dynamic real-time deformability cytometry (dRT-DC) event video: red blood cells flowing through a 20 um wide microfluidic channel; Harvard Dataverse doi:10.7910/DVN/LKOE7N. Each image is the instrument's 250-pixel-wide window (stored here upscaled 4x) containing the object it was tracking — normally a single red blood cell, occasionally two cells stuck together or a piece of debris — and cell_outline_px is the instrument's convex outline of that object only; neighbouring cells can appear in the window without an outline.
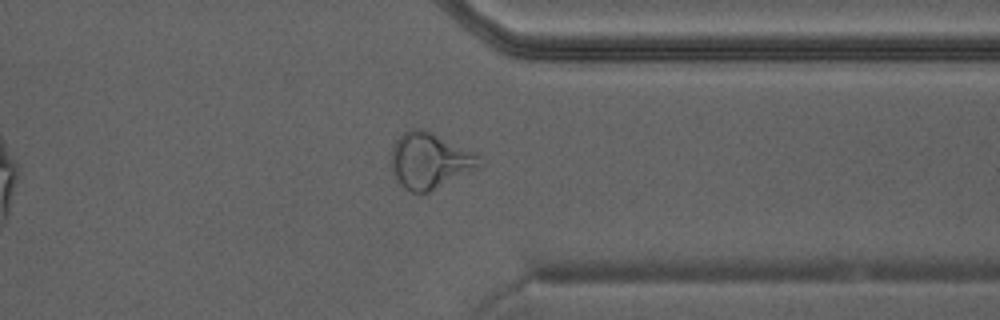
{"species": "Egyptian fruit bat (a non-hibernating species)", "species_latin": "Rousettus aegyptiacus", "temperature_condition": "warm", "stored_images_in_passage": 28, "camera_frame_rate_fps": 3000, "um_per_image_px": 0.085, "animal": {"sex": "male"}, "frame": {"image": 1, "passage_image": 24, "time_ms": 7.667, "image_size_px": [1000, 320], "cell_outline_px": [[484, 164], [432, 192], [412, 192], [404, 188], [392, 176], [392, 148], [396, 140], [404, 132], [412, 128], [420, 128], [432, 132], [476, 152], [480, 156]], "centroid_in_image_um": [36.55, 13.66], "position_along_channel_um": 374.9, "area_um2": 28.96}}